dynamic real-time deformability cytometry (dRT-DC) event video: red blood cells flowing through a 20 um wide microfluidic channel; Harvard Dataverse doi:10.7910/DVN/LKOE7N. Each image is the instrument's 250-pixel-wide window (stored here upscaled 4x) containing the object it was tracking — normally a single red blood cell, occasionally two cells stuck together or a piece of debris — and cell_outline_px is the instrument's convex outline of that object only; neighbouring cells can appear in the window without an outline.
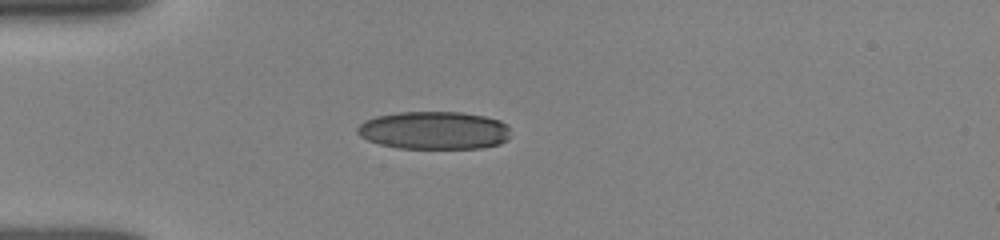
{"species": "human", "species_latin": "Homo sapiens", "temperature_condition": "room temperature", "stored_images_in_passage": 38, "camera_frame_rate_fps": 3000, "um_per_image_px": 0.085, "donor": {"sex": "female"}, "frame": {"image": 1, "passage_image": 1, "time_ms": 0.0, "image_size_px": [1000, 240], "cell_outline_px": [[508, 140], [500, 144], [480, 148], [396, 148], [380, 144], [368, 140], [360, 136], [356, 132], [356, 128], [364, 120], [376, 116], [400, 112], [460, 112], [484, 116], [500, 120], [508, 124]], "centroid_in_image_um": [36.89, 11.08], "position_along_channel_um": 48.1, "area_um2": 33.99}}
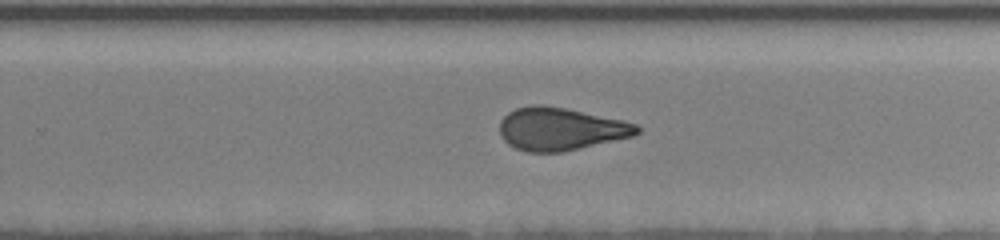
{"frame": {"image": 2, "passage_image": 20, "time_ms": 6.333, "image_size_px": [1000, 240], "cell_outline_px": [[640, 132], [632, 136], [560, 152], [528, 152], [516, 148], [508, 144], [500, 136], [500, 120], [508, 112], [516, 108], [532, 104], [540, 104], [564, 108], [624, 120], [636, 124], [640, 128]], "centroid_in_image_um": [47.61, 10.95], "position_along_channel_um": 282.2, "area_um2": 33.99}}
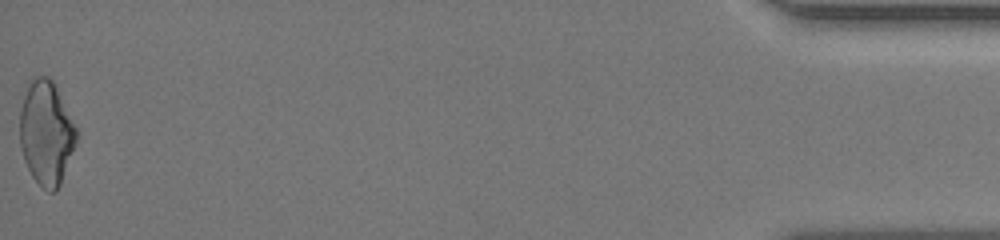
{"frame": {"image": 3, "passage_image": 38, "time_ms": 12.333, "image_size_px": [1000, 240], "cell_outline_px": [[76, 140], [60, 184], [56, 192], [48, 192], [32, 176], [24, 160], [20, 148], [20, 108], [28, 80], [36, 76], [48, 76], [52, 80], [76, 128]], "centroid_in_image_um": [3.89, 11.28], "position_along_channel_um": 431.3, "area_um2": 33.87}, "authors_computed_cell_mechanics": {"area_um2": 34.4199, "velocity_mm_per_s": 3.979, "shape_relaxation_time_tau1_ms": 10.3732, "shape_relaxation_time_tau2_ms": 1.6052, "deformation_change_tau1": 0.2377, "deformation_change_tau2": 0.0927}}